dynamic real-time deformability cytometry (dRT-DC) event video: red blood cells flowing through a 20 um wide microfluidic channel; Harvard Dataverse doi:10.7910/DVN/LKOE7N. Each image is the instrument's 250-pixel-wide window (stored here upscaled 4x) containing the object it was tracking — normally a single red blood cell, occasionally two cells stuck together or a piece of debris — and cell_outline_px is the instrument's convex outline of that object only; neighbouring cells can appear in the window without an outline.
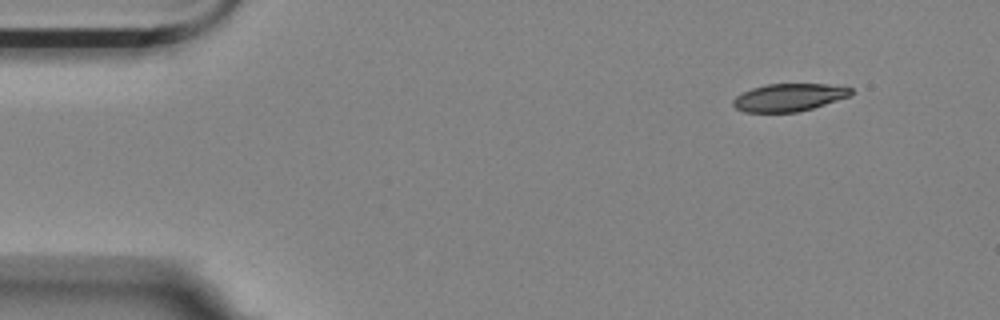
{"species": "Egyptian fruit bat (a non-hibernating species)", "species_latin": "Rousettus aegyptiacus", "temperature_condition": "room temperature", "stored_images_in_passage": 51, "camera_frame_rate_fps": 3000, "um_per_image_px": 0.085, "animal": {"sex": "female"}, "frame": {"image": 1, "passage_image": 1, "time_ms": 0.0, "image_size_px": [1000, 320], "cell_outline_px": [[852, 92], [848, 96], [812, 108], [796, 112], [744, 112], [736, 108], [732, 104], [732, 100], [736, 96], [752, 88], [768, 84], [828, 84], [852, 88]], "centroid_in_image_um": [67.02, 8.28], "position_along_channel_um": 18.0, "area_um2": 18.73}}
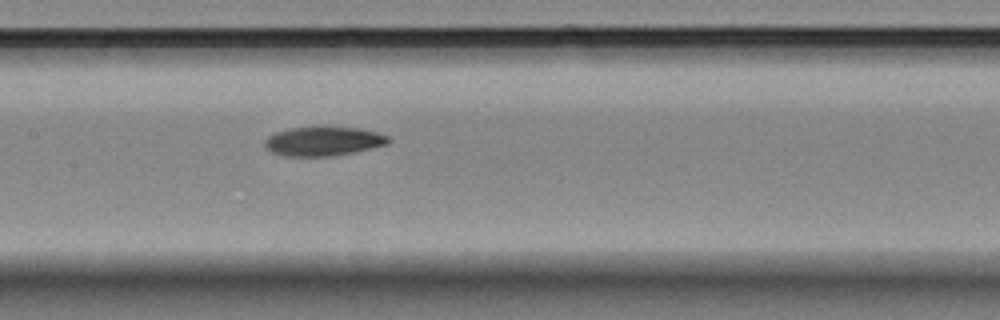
{"frame": {"image": 2, "passage_image": 22, "time_ms": 7.0, "image_size_px": [1000, 320], "cell_outline_px": [[392, 140], [388, 144], [352, 152], [332, 156], [284, 156], [272, 152], [264, 148], [264, 140], [268, 136], [276, 132], [288, 128], [320, 124], [356, 128], [376, 132], [388, 136]], "centroid_in_image_um": [27.44, 11.96], "position_along_channel_um": 180.0, "area_um2": 21.68}}
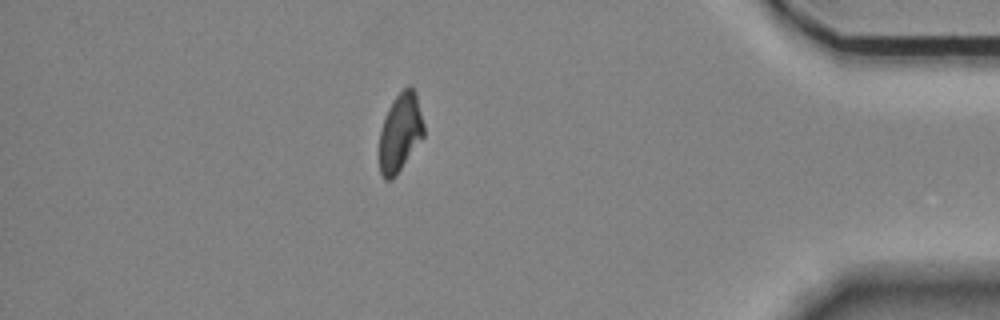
{"frame": {"image": 3, "passage_image": 44, "time_ms": 14.333, "image_size_px": [1000, 320], "cell_outline_px": [[424, 136], [396, 176], [392, 180], [384, 180], [380, 172], [380, 132], [388, 108], [396, 96], [408, 84], [416, 92], [424, 124]], "centroid_in_image_um": [34.03, 11.27], "position_along_channel_um": 401.2, "area_um2": 20.23}, "authors_computed_cell_mechanics": {"area_um2": 21.4438, "velocity_mm_per_s": 3.5635, "shape_relaxation_time_tau1_ms": 7.4042, "shape_relaxation_time_tau2_ms": 5.377, "deformation_change_tau1": 0.1649, "deformation_change_tau2": 0.1194}}